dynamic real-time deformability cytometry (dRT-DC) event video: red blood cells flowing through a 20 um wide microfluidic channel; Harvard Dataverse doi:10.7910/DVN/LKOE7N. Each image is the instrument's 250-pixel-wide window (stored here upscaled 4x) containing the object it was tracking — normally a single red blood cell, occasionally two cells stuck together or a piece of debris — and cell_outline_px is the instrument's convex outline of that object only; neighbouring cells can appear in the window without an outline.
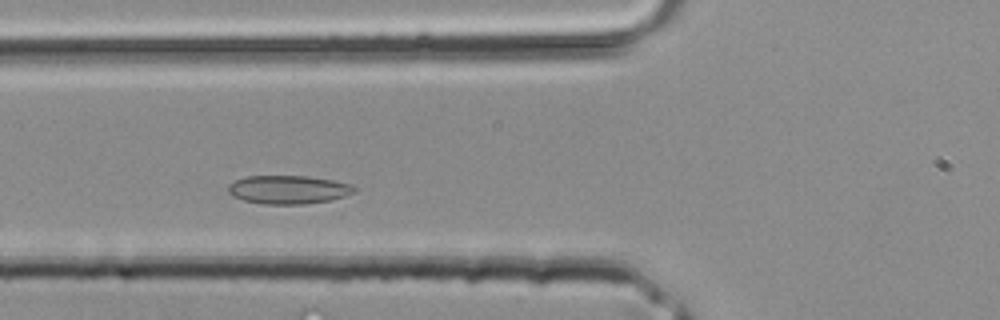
{"species": "common noctule bat (a hibernating species)", "species_latin": "Nyctalus noctula", "temperature_condition": "room temperature", "stored_images_in_passage": 32, "camera_frame_rate_fps": 3000, "um_per_image_px": 0.085, "animal": {"sex": "male", "body_mass_g": 20.4}, "frame": {"image": 1, "passage_image": 8, "time_ms": 2.333, "image_size_px": [1000, 320], "cell_outline_px": [[356, 192], [332, 200], [304, 204], [264, 204], [244, 200], [232, 196], [228, 192], [228, 184], [244, 176], [308, 176], [332, 180], [352, 184], [356, 188]], "centroid_in_image_um": [24.52, 16.11], "position_along_channel_um": 101.3, "area_um2": 21.04}}
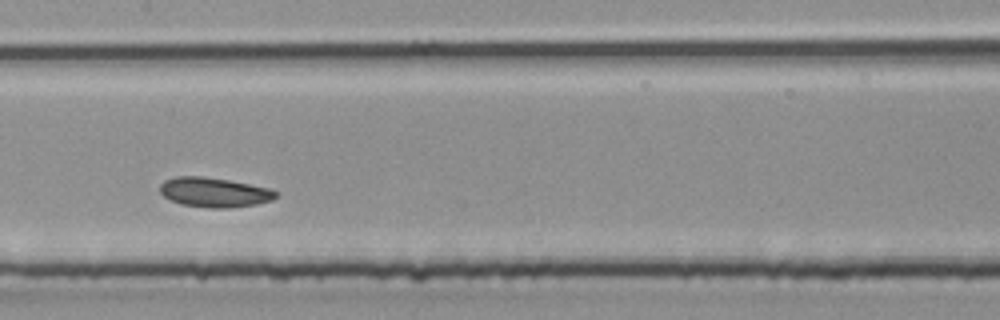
{"frame": {"image": 2, "passage_image": 13, "time_ms": 4.0, "image_size_px": [1000, 320], "cell_outline_px": [[280, 196], [272, 200], [256, 204], [228, 208], [208, 208], [180, 204], [164, 196], [160, 192], [160, 184], [164, 180], [176, 176], [204, 176], [228, 180], [268, 188], [276, 192]], "centroid_in_image_um": [18.2, 16.35], "position_along_channel_um": 189.2, "area_um2": 20.0}}
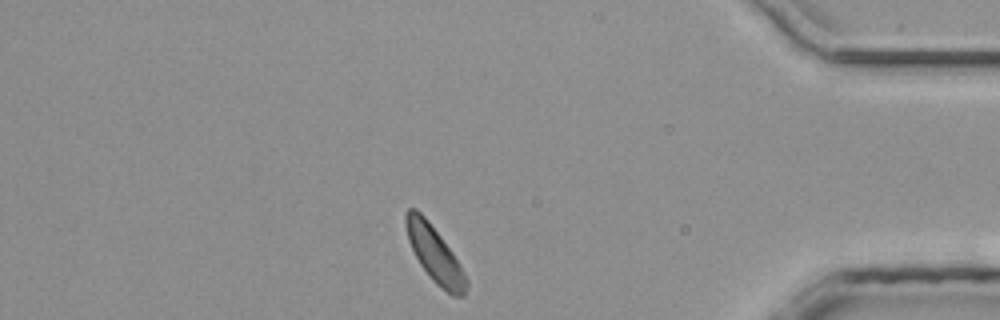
{"frame": {"image": 3, "passage_image": 27, "time_ms": 8.667, "image_size_px": [1000, 320], "cell_outline_px": [[468, 284], [464, 296], [452, 296], [436, 284], [432, 280], [420, 264], [408, 240], [404, 220], [404, 212], [408, 208], [416, 208], [428, 220], [452, 252], [468, 280]], "centroid_in_image_um": [36.93, 21.6], "position_along_channel_um": 398.3, "area_um2": 19.48}}